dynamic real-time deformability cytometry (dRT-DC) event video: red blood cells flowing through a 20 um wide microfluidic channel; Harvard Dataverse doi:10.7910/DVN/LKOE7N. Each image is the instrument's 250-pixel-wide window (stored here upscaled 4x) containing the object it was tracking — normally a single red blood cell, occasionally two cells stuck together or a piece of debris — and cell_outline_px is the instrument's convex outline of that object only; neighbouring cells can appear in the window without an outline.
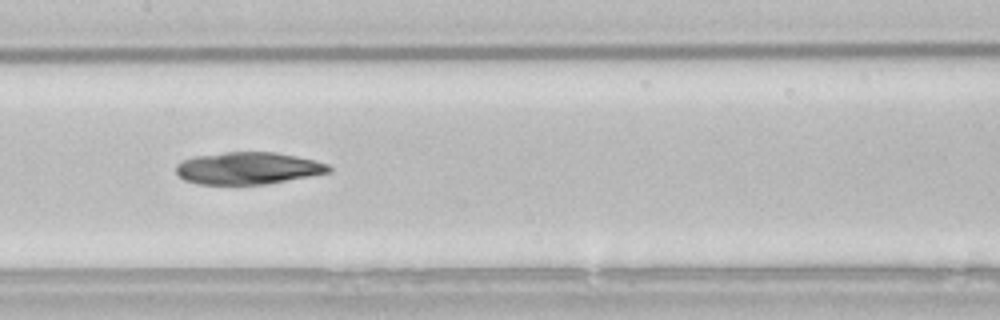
{"species": "common noctule bat (a hibernating species)", "species_latin": "Nyctalus noctula", "temperature_condition": "room temperature", "stored_images_in_passage": 38, "camera_frame_rate_fps": 3000, "um_per_image_px": 0.085, "animal": {"sex": "male", "body_mass_g": 21.5, "forearm_length_mm": 52.0}, "frame": {"image": 1, "passage_image": 17, "time_ms": 5.333, "image_size_px": [1000, 320], "cell_outline_px": [[332, 172], [264, 184], [200, 184], [184, 180], [176, 172], [176, 164], [192, 156], [224, 152], [276, 152], [316, 160], [328, 164], [332, 168]], "centroid_in_image_um": [21.08, 14.29], "position_along_channel_um": 186.3, "area_um2": 28.61}, "authors_computed_cell_mechanics": {"area_um2": 29.5069, "velocity_mm_per_s": 3.8427, "shape_relaxation_time_tau1_ms": 9.5452, "shape_relaxation_time_tau2_ms": null, "deformation_change_tau1": 0.2048, "deformation_change_tau2": null}}